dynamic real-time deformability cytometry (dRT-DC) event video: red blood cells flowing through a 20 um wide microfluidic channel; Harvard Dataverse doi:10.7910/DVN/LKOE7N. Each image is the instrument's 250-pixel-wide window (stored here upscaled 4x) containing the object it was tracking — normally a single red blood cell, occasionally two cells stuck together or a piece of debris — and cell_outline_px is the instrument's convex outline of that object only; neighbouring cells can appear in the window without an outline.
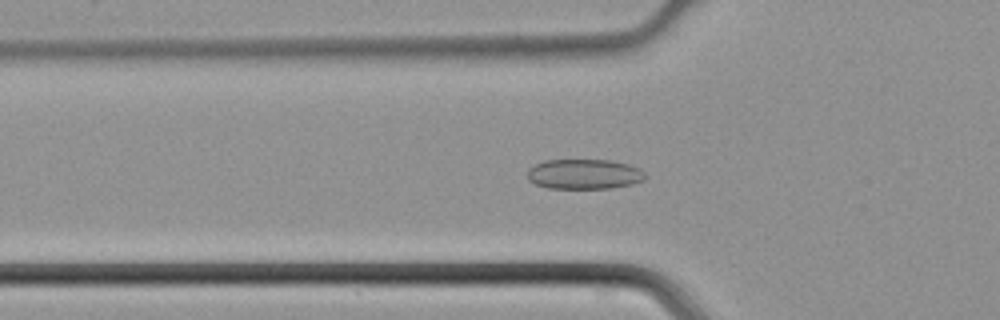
{"species": "common noctule bat (a hibernating species)", "species_latin": "Nyctalus noctula", "temperature_condition": "cold", "stored_images_in_passage": 46, "camera_frame_rate_fps": 3000, "um_per_image_px": 0.085, "animal": {"sex": "male", "body_mass_g": 21.5, "forearm_length_mm": 52.0}, "frame": {"image": 1, "passage_image": 16, "time_ms": 5.0, "image_size_px": [1000, 320], "cell_outline_px": [[648, 176], [644, 180], [632, 184], [612, 188], [548, 188], [536, 184], [528, 180], [528, 168], [544, 160], [608, 160], [628, 164], [640, 168]], "centroid_in_image_um": [49.68, 14.8], "position_along_channel_um": 76.1, "area_um2": 20.69}}
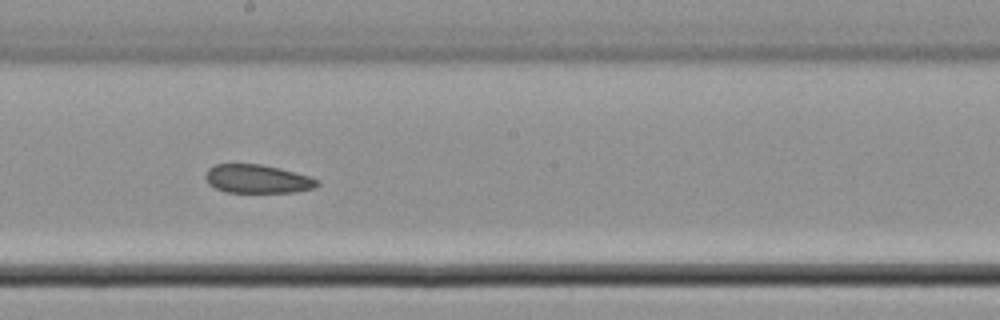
{"frame": {"image": 2, "passage_image": 26, "time_ms": 8.333, "image_size_px": [1000, 320], "cell_outline_px": [[320, 184], [312, 188], [296, 192], [228, 192], [216, 188], [208, 184], [204, 176], [208, 168], [216, 164], [260, 164], [280, 168], [308, 176], [320, 180]], "centroid_in_image_um": [21.87, 15.2], "position_along_channel_um": 226.3, "area_um2": 18.55}}
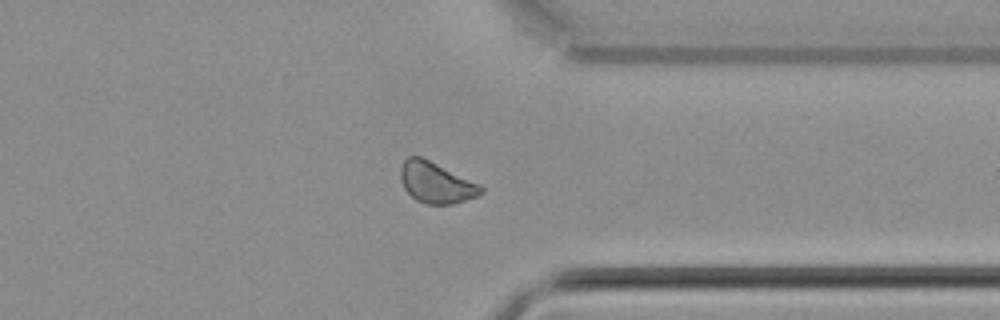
{"frame": {"image": 3, "passage_image": 36, "time_ms": 11.667, "image_size_px": [1000, 320], "cell_outline_px": [[484, 192], [476, 196], [452, 204], [424, 204], [416, 200], [404, 188], [400, 180], [400, 168], [404, 160], [408, 156], [420, 156], [480, 184], [484, 188]], "centroid_in_image_um": [37.04, 15.52], "position_along_channel_um": 374.4, "area_um2": 19.07}}